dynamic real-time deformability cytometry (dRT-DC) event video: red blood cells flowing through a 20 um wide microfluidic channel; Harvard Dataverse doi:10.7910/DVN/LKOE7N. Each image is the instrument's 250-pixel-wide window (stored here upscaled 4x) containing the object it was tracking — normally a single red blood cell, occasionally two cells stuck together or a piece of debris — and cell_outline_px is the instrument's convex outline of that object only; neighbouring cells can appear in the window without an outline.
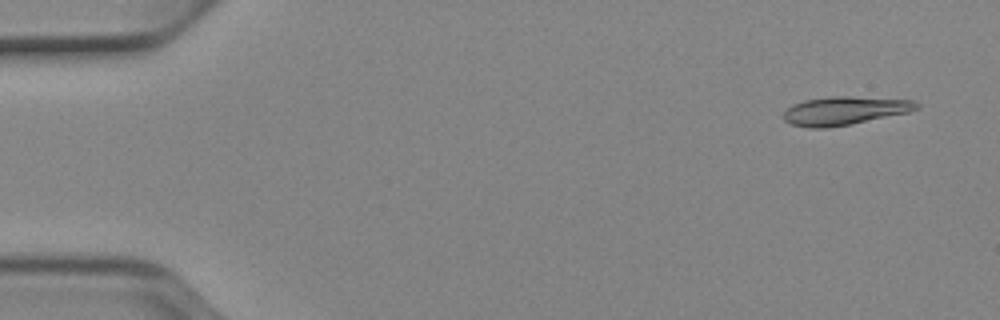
{"species": "Egyptian fruit bat (a non-hibernating species)", "species_latin": "Rousettus aegyptiacus", "temperature_condition": "cold", "stored_images_in_passage": 51, "camera_frame_rate_fps": 3000, "um_per_image_px": 0.085, "animal": {"sex": "female"}, "frame": {"image": 1, "passage_image": 3, "time_ms": 0.667, "image_size_px": [1000, 320], "cell_outline_px": [[920, 108], [908, 112], [852, 124], [828, 128], [808, 128], [792, 124], [784, 120], [784, 112], [792, 104], [804, 100], [832, 96], [848, 96], [916, 100], [920, 104]], "centroid_in_image_um": [71.81, 9.41], "position_along_channel_um": 13.2, "area_um2": 22.14}}
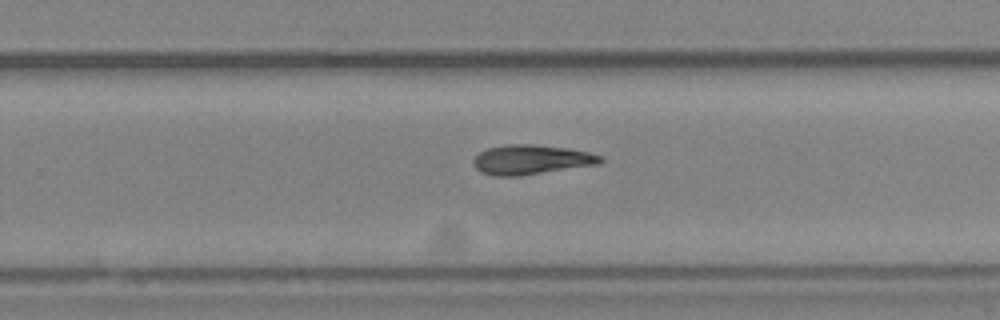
{"frame": {"image": 2, "passage_image": 33, "time_ms": 10.667, "image_size_px": [1000, 320], "cell_outline_px": [[604, 160], [600, 164], [520, 176], [492, 176], [480, 172], [472, 164], [472, 160], [480, 152], [488, 148], [508, 144], [532, 144], [568, 148], [588, 152], [600, 156]], "centroid_in_image_um": [45.13, 13.58], "position_along_channel_um": 284.7, "area_um2": 22.02}}
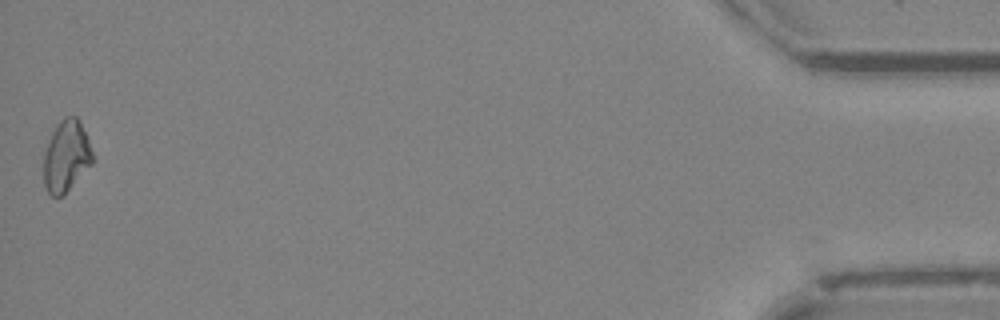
{"frame": {"image": 3, "passage_image": 51, "time_ms": 16.667, "image_size_px": [1000, 320], "cell_outline_px": [[92, 164], [64, 196], [52, 196], [48, 192], [44, 184], [44, 152], [52, 132], [60, 120], [64, 116], [76, 116], [88, 140], [92, 152]], "centroid_in_image_um": [5.62, 13.31], "position_along_channel_um": 429.6, "area_um2": 20.17}}